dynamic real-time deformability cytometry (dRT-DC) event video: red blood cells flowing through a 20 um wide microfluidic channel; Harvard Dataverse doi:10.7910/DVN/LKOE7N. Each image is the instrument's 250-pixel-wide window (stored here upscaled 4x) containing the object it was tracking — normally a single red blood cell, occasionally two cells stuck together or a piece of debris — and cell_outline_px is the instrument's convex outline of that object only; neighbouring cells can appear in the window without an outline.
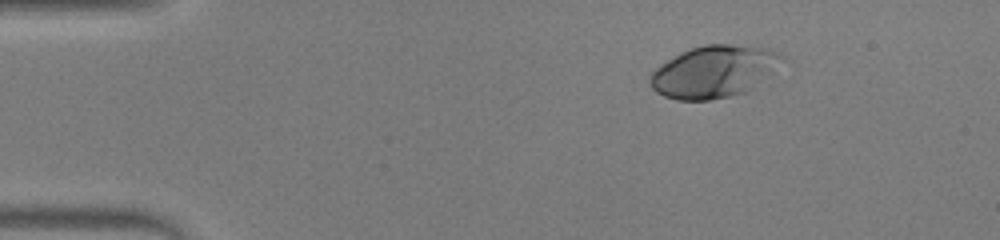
{"species": "human", "species_latin": "Homo sapiens", "temperature_condition": "warm", "stored_images_in_passage": 46, "camera_frame_rate_fps": 3000, "um_per_image_px": 0.085, "donor": {"sex": "male"}, "frame": {"image": 1, "passage_image": 1, "time_ms": 0.0, "image_size_px": [1000, 240], "cell_outline_px": [[788, 60], [748, 92], [708, 100], [676, 100], [664, 96], [656, 92], [652, 88], [648, 80], [648, 76], [660, 64], [680, 52], [704, 44], [732, 44], [768, 48], [780, 52], [788, 56]], "centroid_in_image_um": [60.74, 6.07], "position_along_channel_um": 24.3, "area_um2": 40.69}}
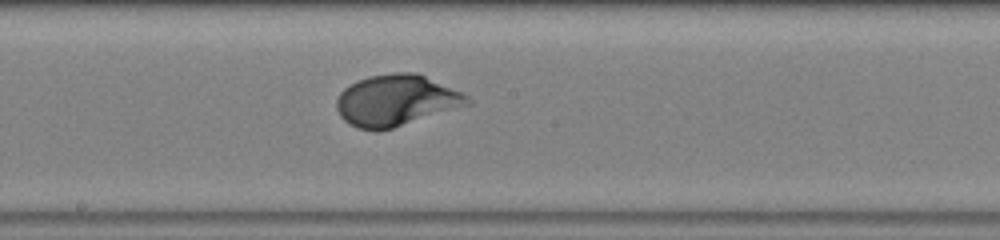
{"frame": {"image": 2, "passage_image": 22, "time_ms": 7.0, "image_size_px": [1000, 240], "cell_outline_px": [[472, 104], [392, 128], [376, 132], [356, 128], [348, 124], [340, 116], [336, 108], [336, 100], [340, 92], [344, 88], [368, 76], [396, 72], [416, 72], [464, 92], [472, 100]], "centroid_in_image_um": [33.69, 8.54], "position_along_channel_um": 214.5, "area_um2": 39.36}}
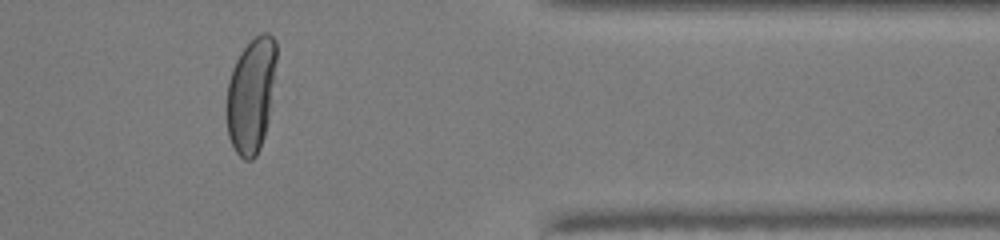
{"frame": {"image": 3, "passage_image": 37, "time_ms": 12.0, "image_size_px": [1000, 240], "cell_outline_px": [[276, 60], [268, 120], [264, 136], [260, 148], [256, 156], [252, 160], [244, 160], [236, 152], [228, 136], [228, 80], [232, 68], [240, 52], [260, 32], [268, 32], [276, 40]], "centroid_in_image_um": [21.36, 8.07], "position_along_channel_um": 390.0, "area_um2": 32.95}}